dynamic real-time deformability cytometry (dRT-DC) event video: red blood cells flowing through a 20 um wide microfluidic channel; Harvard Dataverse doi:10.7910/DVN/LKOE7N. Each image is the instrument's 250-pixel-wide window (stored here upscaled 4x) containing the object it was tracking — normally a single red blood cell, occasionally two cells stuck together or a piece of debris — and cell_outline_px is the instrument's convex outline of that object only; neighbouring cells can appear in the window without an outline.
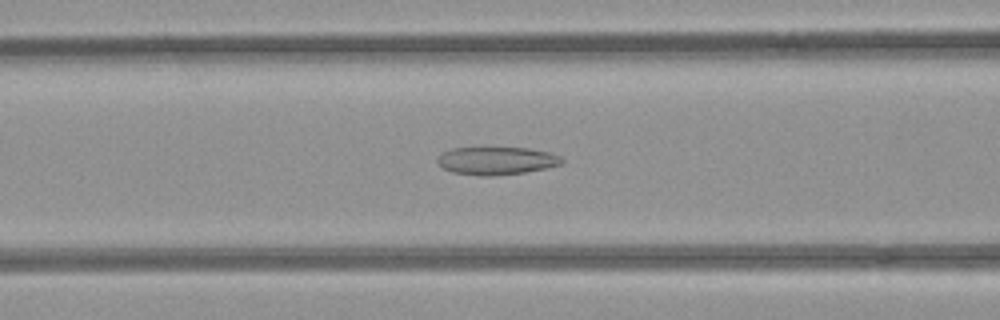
{"species": "common noctule bat (a hibernating species)", "species_latin": "Nyctalus noctula", "temperature_condition": "room temperature", "stored_images_in_passage": 49, "camera_frame_rate_fps": 3000, "um_per_image_px": 0.085, "animal": {"sex": "female", "body_mass_g": 21.9}, "frame": {"image": 1, "passage_image": 18, "time_ms": 5.667, "image_size_px": [1000, 320], "cell_outline_px": [[564, 160], [560, 164], [544, 168], [524, 172], [492, 176], [480, 176], [452, 172], [436, 164], [436, 160], [444, 152], [452, 148], [528, 148], [552, 152], [560, 156]], "centroid_in_image_um": [42.19, 13.66], "position_along_channel_um": 124.4, "area_um2": 20.11}}
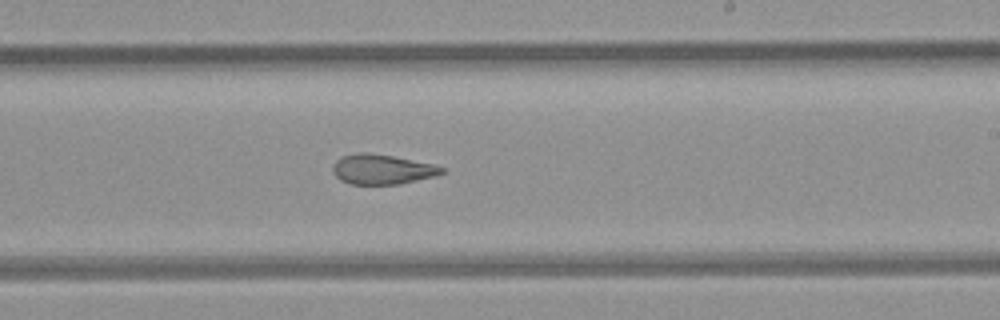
{"frame": {"image": 2, "passage_image": 28, "time_ms": 9.0, "image_size_px": [1000, 320], "cell_outline_px": [[444, 172], [436, 176], [400, 184], [352, 184], [340, 180], [332, 172], [332, 168], [336, 160], [344, 156], [360, 152], [368, 152], [392, 156], [432, 164], [444, 168]], "centroid_in_image_um": [32.47, 14.4], "position_along_channel_um": 256.5, "area_um2": 18.84}}
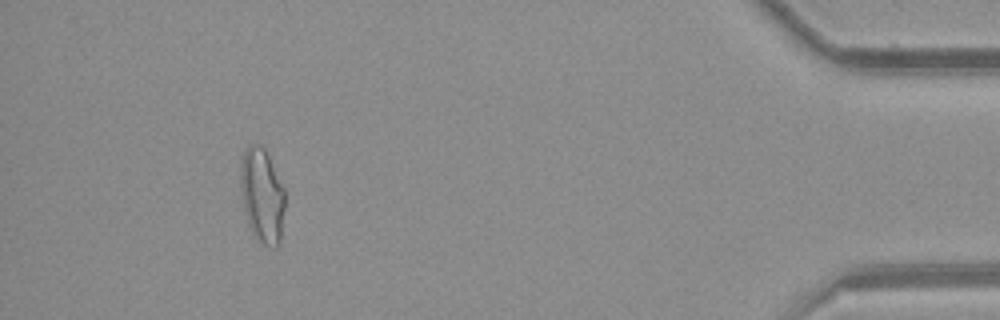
{"frame": {"image": 3, "passage_image": 45, "time_ms": 14.667, "image_size_px": [1000, 320], "cell_outline_px": [[284, 208], [280, 244], [276, 248], [272, 248], [256, 240], [252, 232], [244, 212], [240, 184], [240, 164], [244, 152], [248, 144], [260, 144], [264, 148], [284, 188]], "centroid_in_image_um": [22.27, 16.64], "position_along_channel_um": 412.9, "area_um2": 24.57}, "authors_computed_cell_mechanics": {"area_um2": 22.0218, "velocity_mm_per_s": 3.9564, "shape_relaxation_time_tau1_ms": null, "shape_relaxation_time_tau2_ms": 3.1763, "deformation_change_tau1": null, "deformation_change_tau2": 0.1109}}